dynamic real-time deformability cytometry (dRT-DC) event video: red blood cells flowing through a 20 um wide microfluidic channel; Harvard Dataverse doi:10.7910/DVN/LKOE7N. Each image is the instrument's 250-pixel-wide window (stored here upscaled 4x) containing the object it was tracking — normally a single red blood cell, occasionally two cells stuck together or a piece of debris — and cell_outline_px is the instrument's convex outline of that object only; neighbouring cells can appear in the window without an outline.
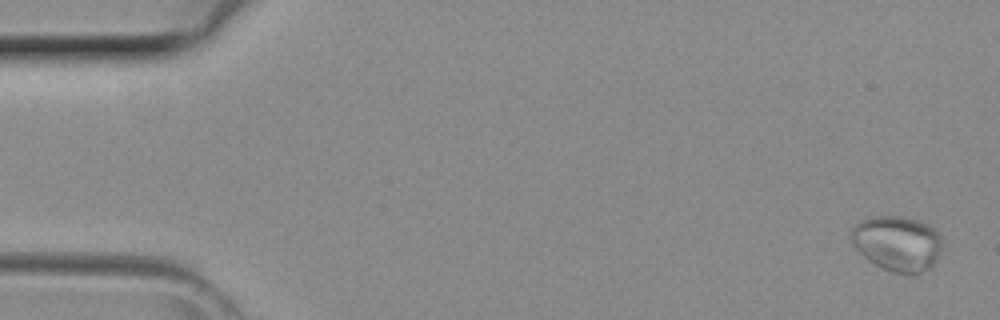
{"species": "common noctule bat (a hibernating species)", "species_latin": "Nyctalus noctula", "temperature_condition": "room temperature", "stored_images_in_passage": 36, "camera_frame_rate_fps": 3000, "um_per_image_px": 0.085, "animal": {"sex": "female", "body_mass_g": 29.2, "forearm_length_mm": 56.3}, "frame": {"image": 1, "passage_image": 1, "time_ms": 0.0, "image_size_px": [1000, 320], "cell_outline_px": [[944, 244], [932, 268], [916, 276], [908, 276], [892, 272], [880, 268], [868, 260], [852, 244], [848, 236], [852, 228], [856, 224], [872, 216], [900, 216], [916, 220], [932, 228], [940, 236]], "centroid_in_image_um": [76.27, 20.74], "position_along_channel_um": 8.7, "area_um2": 29.82}}
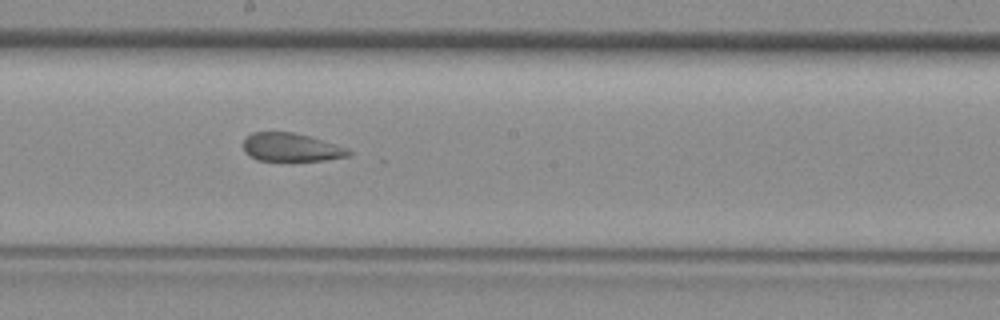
{"frame": {"image": 2, "passage_image": 20, "time_ms": 6.333, "image_size_px": [1000, 320], "cell_outline_px": [[352, 156], [324, 160], [256, 160], [244, 152], [244, 140], [252, 132], [292, 132], [308, 136], [336, 144], [348, 148], [352, 152]], "centroid_in_image_um": [24.77, 12.52], "position_along_channel_um": 223.4, "area_um2": 17.28}}
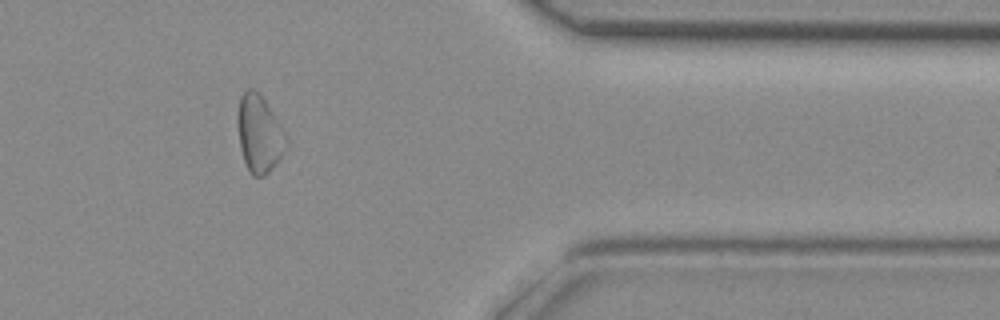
{"frame": {"image": 3, "passage_image": 32, "time_ms": 10.333, "image_size_px": [1000, 320], "cell_outline_px": [[284, 152], [268, 172], [264, 176], [252, 176], [244, 160], [240, 148], [236, 120], [236, 116], [240, 96], [248, 88], [252, 88], [264, 100], [280, 124], [284, 132]], "centroid_in_image_um": [21.97, 11.36], "position_along_channel_um": 389.4, "area_um2": 21.33}}